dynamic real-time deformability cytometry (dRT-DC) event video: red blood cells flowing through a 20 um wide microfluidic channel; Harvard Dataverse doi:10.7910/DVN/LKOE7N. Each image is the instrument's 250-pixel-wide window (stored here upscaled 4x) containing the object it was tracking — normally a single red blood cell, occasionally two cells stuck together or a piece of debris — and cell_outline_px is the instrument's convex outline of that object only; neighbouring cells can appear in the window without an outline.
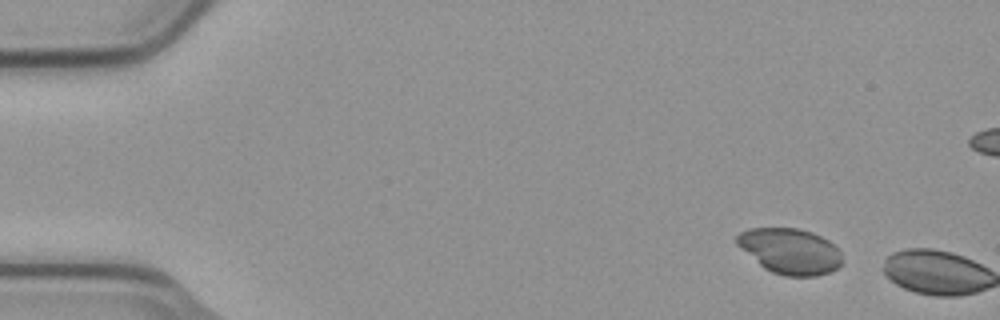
{"species": "common noctule bat (a hibernating species)", "species_latin": "Nyctalus noctula", "temperature_condition": "cold", "stored_images_in_passage": 2, "camera_frame_rate_fps": 3000, "um_per_image_px": 0.085, "animal": {"sex": "male", "body_mass_g": 23.1, "forearm_length_mm": 52.7}, "frame": {"image": 1, "passage_image": 1, "time_ms": 0.0, "image_size_px": [1000, 320], "cell_outline_px": [[844, 264], [832, 272], [816, 276], [784, 276], [772, 272], [764, 268], [740, 248], [736, 244], [736, 236], [740, 232], [748, 228], [800, 228], [812, 232], [828, 240], [840, 252]], "centroid_in_image_um": [67.17, 21.35], "position_along_channel_um": 17.8, "area_um2": 28.21}}